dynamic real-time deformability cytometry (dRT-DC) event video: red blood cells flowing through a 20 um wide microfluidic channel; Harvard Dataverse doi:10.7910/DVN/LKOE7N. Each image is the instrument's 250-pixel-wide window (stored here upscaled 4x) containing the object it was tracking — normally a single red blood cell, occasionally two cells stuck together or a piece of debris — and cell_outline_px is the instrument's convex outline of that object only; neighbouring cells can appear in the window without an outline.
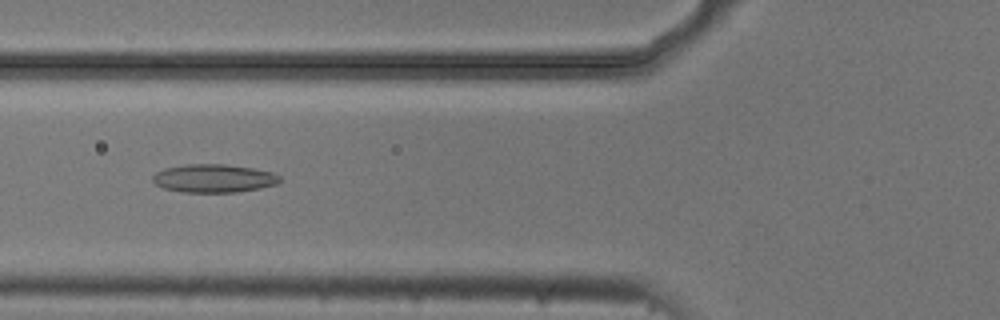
{"species": "common noctule bat (a hibernating species)", "species_latin": "Nyctalus noctula", "temperature_condition": "cold", "stored_images_in_passage": 10, "camera_frame_rate_fps": 3000, "um_per_image_px": 0.085, "animal": {"sex": "male", "body_mass_g": 20.5, "forearm_length_mm": 52.5}, "frame": {"image": 1, "passage_image": 5, "time_ms": 1.333, "image_size_px": [1000, 320], "cell_outline_px": [[280, 180], [276, 184], [260, 188], [236, 192], [180, 192], [164, 188], [156, 184], [152, 180], [152, 176], [156, 172], [164, 168], [188, 164], [224, 164], [252, 168], [272, 172], [280, 176]], "centroid_in_image_um": [18.15, 15.16], "position_along_channel_um": 107.7, "area_um2": 20.87}}
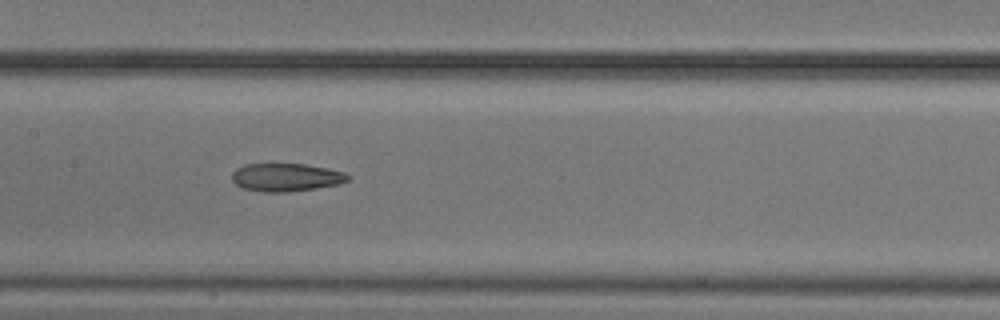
{"frame": {"image": 2, "passage_image": 7, "time_ms": 2.0, "image_size_px": [1000, 320], "cell_outline_px": [[352, 176], [348, 180], [340, 184], [316, 188], [284, 192], [264, 192], [244, 188], [236, 184], [232, 180], [232, 172], [236, 168], [244, 164], [304, 164], [344, 172]], "centroid_in_image_um": [24.31, 15.07], "position_along_channel_um": 183.1, "area_um2": 18.84}}
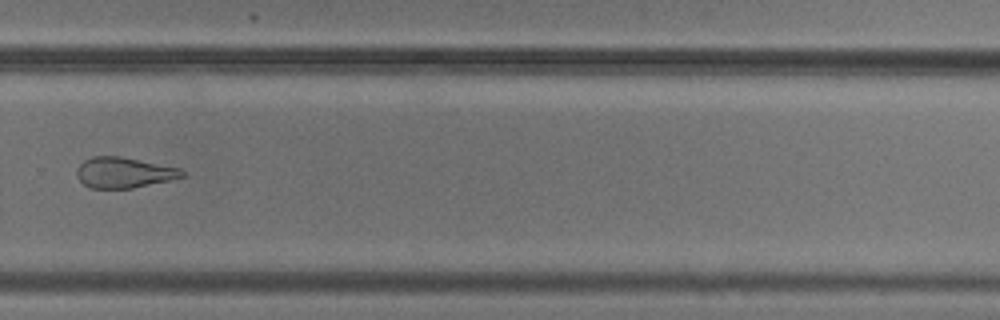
{"frame": {"image": 3, "passage_image": 10, "time_ms": 3.0, "image_size_px": [1000, 320], "cell_outline_px": [[184, 176], [168, 180], [132, 188], [88, 188], [76, 176], [76, 168], [84, 160], [92, 156], [120, 156], [180, 168], [184, 172]], "centroid_in_image_um": [10.48, 14.66], "position_along_channel_um": 319.3, "area_um2": 18.67}}